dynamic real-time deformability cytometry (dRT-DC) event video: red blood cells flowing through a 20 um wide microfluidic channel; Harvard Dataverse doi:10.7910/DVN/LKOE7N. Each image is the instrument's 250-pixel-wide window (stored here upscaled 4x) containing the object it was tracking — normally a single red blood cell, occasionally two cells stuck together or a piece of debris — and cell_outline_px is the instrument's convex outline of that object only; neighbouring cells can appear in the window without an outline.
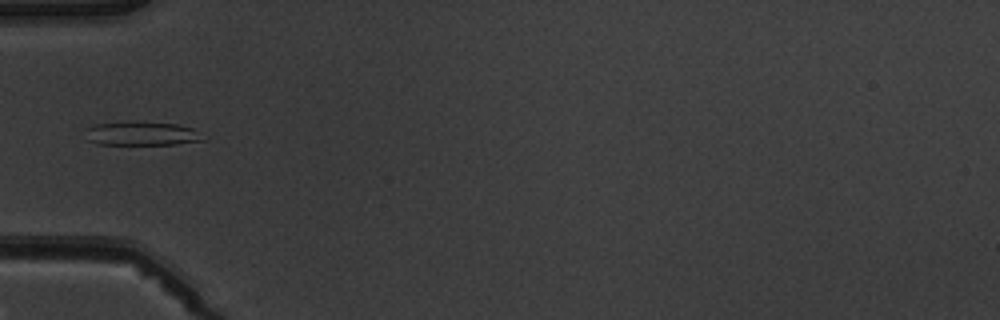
{"species": "common noctule bat (a hibernating species)", "species_latin": "Nyctalus noctula", "temperature_condition": "warm", "stored_images_in_passage": 4, "camera_frame_rate_fps": 3000, "um_per_image_px": 0.085, "animal": {"sex": "male", "body_mass_g": 19.5, "forearm_length_mm": 54.6}, "frame": {"image": 1, "passage_image": 3, "time_ms": 2.333, "image_size_px": [1000, 320], "cell_outline_px": [[208, 140], [176, 144], [96, 144], [88, 140], [84, 128], [96, 124], [124, 120], [132, 120], [176, 124], [192, 128]], "centroid_in_image_um": [12.0, 11.33], "position_along_channel_um": 73.0, "area_um2": 16.76}}
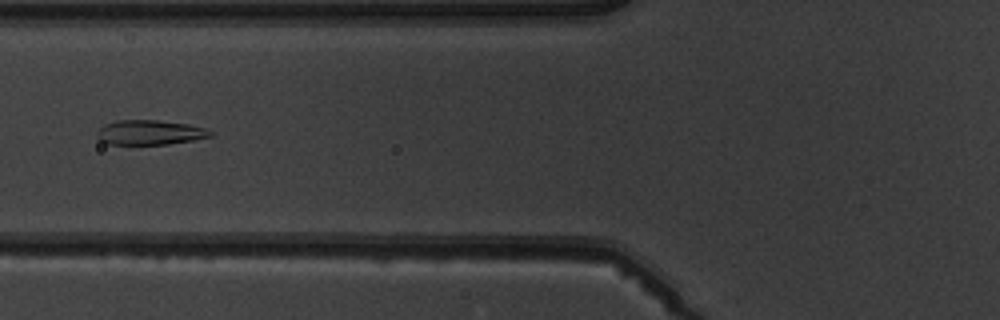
{"frame": {"image": 2, "passage_image": 4, "time_ms": 3.333, "image_size_px": [1000, 320], "cell_outline_px": [[212, 136], [192, 140], [168, 144], [108, 144], [100, 140], [96, 136], [96, 132], [104, 124], [116, 120], [156, 120], [188, 124], [204, 128], [212, 132]], "centroid_in_image_um": [12.69, 11.25], "position_along_channel_um": 113.1, "area_um2": 16.24}}